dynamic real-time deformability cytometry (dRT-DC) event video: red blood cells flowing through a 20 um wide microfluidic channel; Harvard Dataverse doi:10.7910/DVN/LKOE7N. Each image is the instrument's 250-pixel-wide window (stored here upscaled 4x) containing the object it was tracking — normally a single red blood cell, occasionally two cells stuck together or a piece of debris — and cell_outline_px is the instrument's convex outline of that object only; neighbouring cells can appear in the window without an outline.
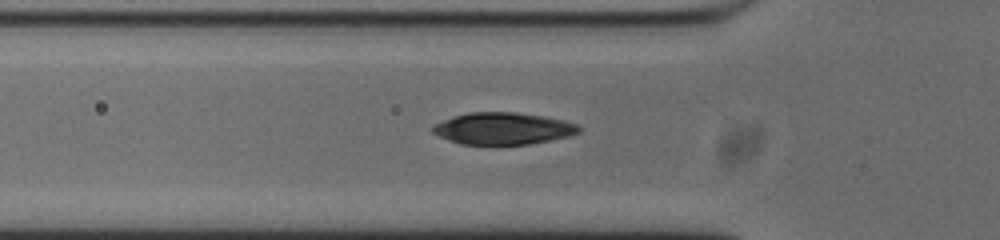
{"species": "common noctule bat (a hibernating species)", "species_latin": "Nyctalus noctula", "temperature_condition": "cold", "stored_images_in_passage": 31, "camera_frame_rate_fps": 3000, "um_per_image_px": 0.085, "animal": {"sex": "male", "body_mass_g": 20.0, "forearm_length_mm": 53.3}, "frame": {"image": 1, "passage_image": 2, "time_ms": 0.333, "image_size_px": [1000, 240], "cell_outline_px": [[584, 128], [580, 132], [568, 136], [552, 140], [528, 144], [460, 144], [448, 140], [432, 132], [432, 128], [436, 124], [444, 120], [468, 112], [516, 112], [544, 116], [564, 120], [576, 124]], "centroid_in_image_um": [42.81, 10.92], "position_along_channel_um": 83.0, "area_um2": 27.11}}
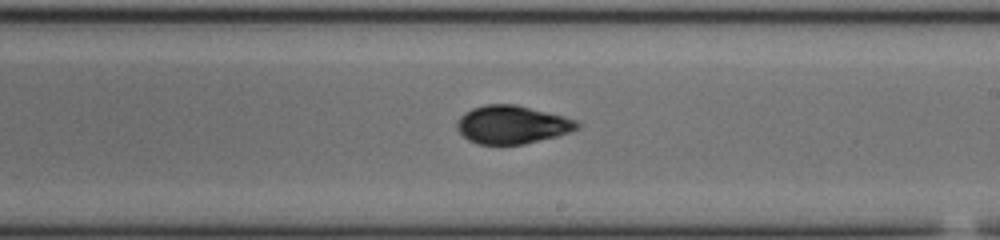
{"frame": {"image": 2, "passage_image": 15, "time_ms": 4.667, "image_size_px": [1000, 240], "cell_outline_px": [[580, 124], [576, 128], [568, 132], [556, 136], [524, 144], [480, 144], [468, 140], [456, 128], [456, 124], [460, 116], [464, 112], [472, 108], [484, 104], [516, 104], [576, 120]], "centroid_in_image_um": [43.47, 10.59], "position_along_channel_um": 245.5, "area_um2": 26.41}}
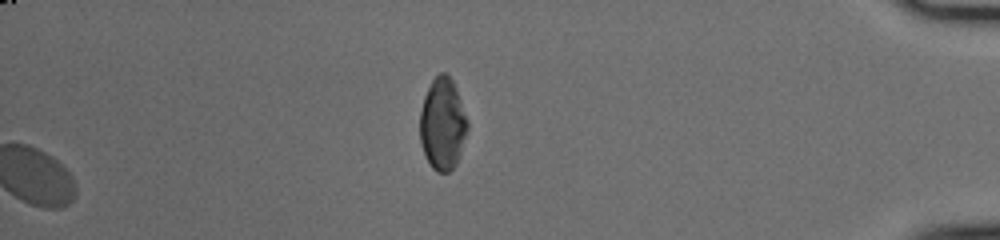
{"frame": {"image": 3, "passage_image": 31, "time_ms": 10.0, "image_size_px": [1000, 240], "cell_outline_px": [[468, 128], [456, 164], [448, 172], [436, 172], [432, 168], [424, 152], [420, 140], [420, 112], [424, 96], [432, 80], [440, 72], [444, 72], [452, 80], [456, 88], [468, 120]], "centroid_in_image_um": [37.62, 10.53], "position_along_channel_um": 397.6, "area_um2": 25.26}}